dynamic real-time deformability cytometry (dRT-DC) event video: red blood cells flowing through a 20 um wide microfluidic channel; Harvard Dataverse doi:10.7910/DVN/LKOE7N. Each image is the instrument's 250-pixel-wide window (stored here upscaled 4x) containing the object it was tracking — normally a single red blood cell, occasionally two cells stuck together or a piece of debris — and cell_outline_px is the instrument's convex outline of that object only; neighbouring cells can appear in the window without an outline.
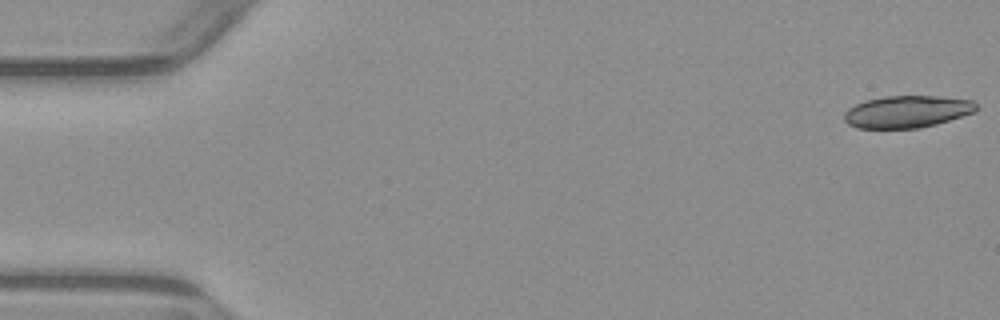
{"species": "common noctule bat (a hibernating species)", "species_latin": "Nyctalus noctula", "temperature_condition": "warm", "stored_images_in_passage": 5, "camera_frame_rate_fps": 3000, "um_per_image_px": 0.085, "animal": {"sex": "male", "body_mass_g": 23.1, "forearm_length_mm": 52.7}, "frame": {"image": 1, "passage_image": 1, "time_ms": 0.0, "image_size_px": [1000, 320], "cell_outline_px": [[976, 112], [936, 124], [920, 128], [856, 128], [848, 124], [844, 120], [844, 112], [848, 108], [864, 100], [884, 96], [936, 96], [972, 100], [976, 104]], "centroid_in_image_um": [77.08, 9.49], "position_along_channel_um": 7.9, "area_um2": 24.8}}